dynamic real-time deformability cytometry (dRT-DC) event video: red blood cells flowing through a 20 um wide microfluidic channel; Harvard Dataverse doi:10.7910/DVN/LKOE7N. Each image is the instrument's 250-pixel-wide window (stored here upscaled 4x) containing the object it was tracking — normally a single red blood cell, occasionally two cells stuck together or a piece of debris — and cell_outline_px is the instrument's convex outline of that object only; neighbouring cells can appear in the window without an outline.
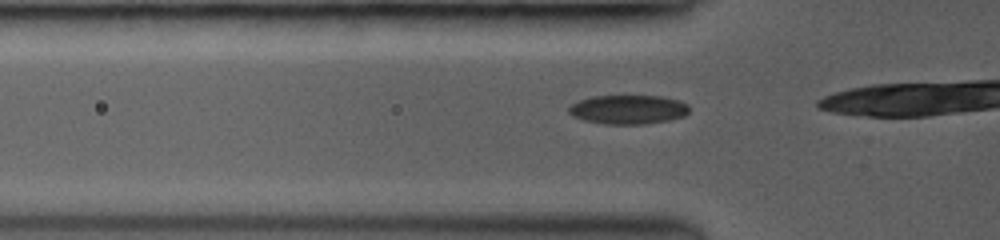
{"species": "common noctule bat (a hibernating species)", "species_latin": "Nyctalus noctula", "temperature_condition": "room temperature", "stored_images_in_passage": 19, "camera_frame_rate_fps": 3500, "um_per_image_px": 0.085, "animal": {"sex": "female", "body_mass_g": 19.0, "forearm_length_mm": 53.3}, "frame": {"image": 1, "passage_image": 14, "time_ms": 3.714, "image_size_px": [1000, 240], "cell_outline_px": [[688, 112], [684, 116], [668, 120], [644, 124], [604, 124], [584, 120], [572, 116], [568, 112], [568, 108], [572, 104], [580, 100], [596, 96], [656, 96], [676, 100], [688, 104]], "centroid_in_image_um": [53.37, 9.32], "position_along_channel_um": 72.4, "area_um2": 20.17}}
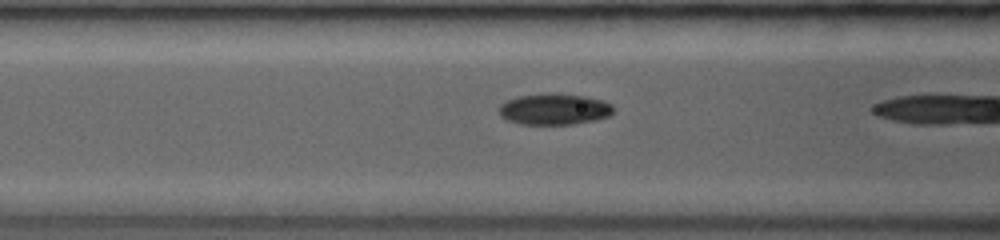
{"frame": {"image": 2, "passage_image": 18, "time_ms": 4.857, "image_size_px": [1000, 240], "cell_outline_px": [[612, 112], [608, 116], [596, 120], [572, 124], [520, 124], [508, 120], [500, 112], [500, 108], [508, 100], [520, 96], [584, 96], [600, 100], [608, 104], [612, 108]], "centroid_in_image_um": [47.14, 9.34], "position_along_channel_um": 119.5, "area_um2": 19.36}}